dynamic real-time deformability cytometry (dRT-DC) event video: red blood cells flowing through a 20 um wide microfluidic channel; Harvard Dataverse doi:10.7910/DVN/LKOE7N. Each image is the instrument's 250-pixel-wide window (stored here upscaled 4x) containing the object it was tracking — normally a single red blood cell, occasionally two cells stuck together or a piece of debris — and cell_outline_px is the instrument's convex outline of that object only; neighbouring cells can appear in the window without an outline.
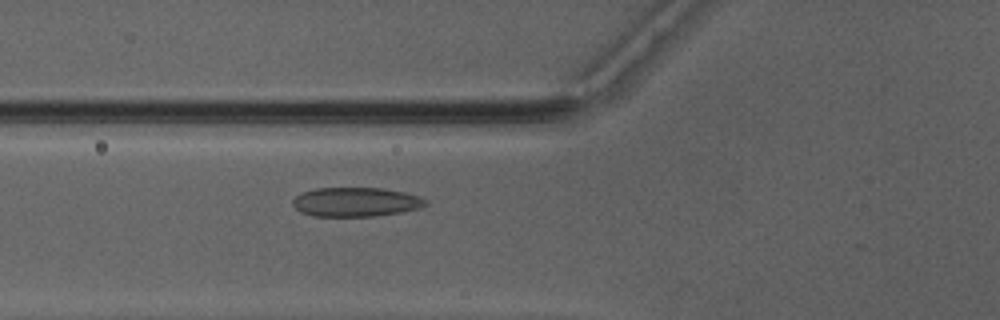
{"species": "Egyptian fruit bat (a non-hibernating species)", "species_latin": "Rousettus aegyptiacus", "temperature_condition": "warm", "stored_images_in_passage": 28, "camera_frame_rate_fps": 3000, "um_per_image_px": 0.085, "animal": {"sex": "male"}, "frame": {"image": 1, "passage_image": 3, "time_ms": 0.667, "image_size_px": [1000, 320], "cell_outline_px": [[428, 204], [420, 208], [400, 212], [376, 216], [312, 216], [300, 212], [292, 204], [292, 200], [296, 196], [304, 192], [316, 188], [384, 188], [404, 192], [420, 196], [428, 200]], "centroid_in_image_um": [30.27, 17.17], "position_along_channel_um": 95.5, "area_um2": 22.72}}
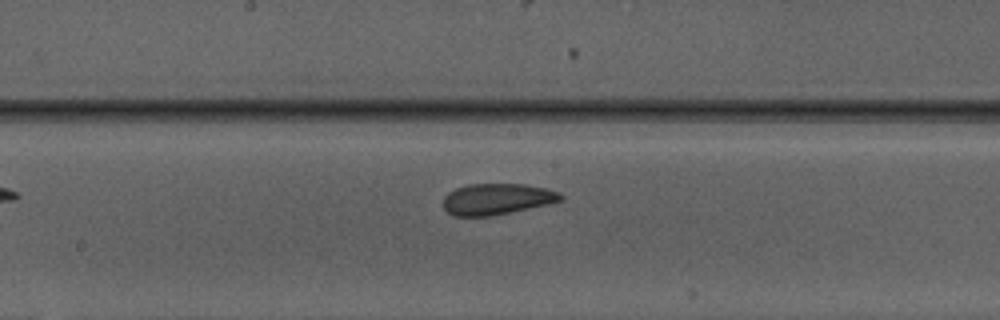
{"frame": {"image": 2, "passage_image": 11, "time_ms": 3.333, "image_size_px": [1000, 320], "cell_outline_px": [[564, 200], [548, 204], [492, 216], [452, 216], [444, 208], [444, 196], [448, 192], [456, 188], [468, 184], [524, 184], [544, 188], [560, 192], [564, 196]], "centroid_in_image_um": [42.24, 16.92], "position_along_channel_um": 206.0, "area_um2": 21.39}}
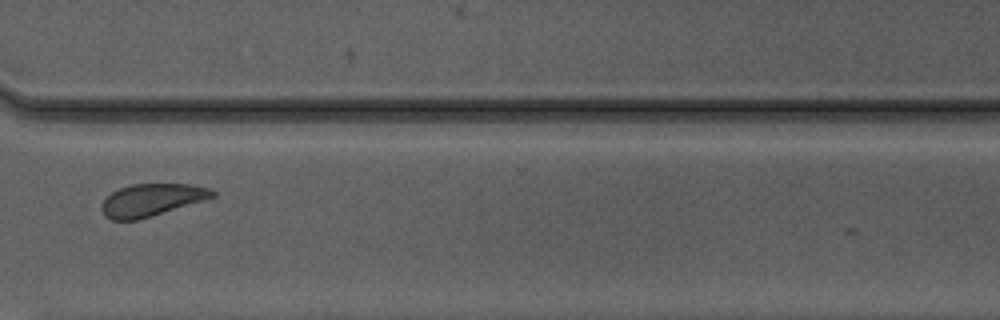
{"frame": {"image": 3, "passage_image": 22, "time_ms": 7.0, "image_size_px": [1000, 320], "cell_outline_px": [[216, 196], [204, 200], [140, 220], [112, 220], [104, 216], [100, 208], [104, 200], [112, 192], [120, 188], [132, 184], [188, 184], [208, 188], [216, 192]], "centroid_in_image_um": [12.87, 17.01], "position_along_channel_um": 357.7, "area_um2": 20.87}, "authors_computed_cell_mechanics": {"area_um2": 21.4727, "velocity_mm_per_s": 4.1345, "shape_relaxation_time_tau1_ms": 2.4989, "shape_relaxation_time_tau2_ms": 2.2771, "deformation_change_tau1": 0.0764, "deformation_change_tau2": 0.0554}}